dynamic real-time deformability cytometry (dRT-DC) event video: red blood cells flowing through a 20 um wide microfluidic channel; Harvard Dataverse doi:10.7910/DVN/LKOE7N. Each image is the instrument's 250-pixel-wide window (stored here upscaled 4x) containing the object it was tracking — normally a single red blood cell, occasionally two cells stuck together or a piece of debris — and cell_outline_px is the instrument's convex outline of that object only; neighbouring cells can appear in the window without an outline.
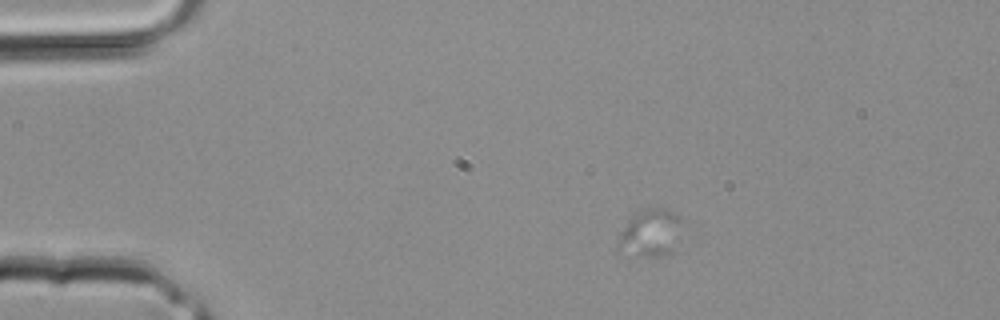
{"species": "common noctule bat (a hibernating species)", "species_latin": "Nyctalus noctula", "temperature_condition": "room temperature", "stored_images_in_passage": 3, "camera_frame_rate_fps": 3000, "um_per_image_px": 0.085, "animal": {"sex": "male", "body_mass_g": 20.4}, "frame": {"image": 1, "passage_image": 2, "time_ms": 0.333, "image_size_px": [1000, 320], "cell_outline_px": [[684, 220], [672, 252], [660, 256], [648, 256], [616, 252], [616, 244], [628, 220], [636, 212], [644, 208], [668, 208], [676, 212]], "centroid_in_image_um": [55.3, 19.77], "position_along_channel_um": 29.7, "area_um2": 17.98}}